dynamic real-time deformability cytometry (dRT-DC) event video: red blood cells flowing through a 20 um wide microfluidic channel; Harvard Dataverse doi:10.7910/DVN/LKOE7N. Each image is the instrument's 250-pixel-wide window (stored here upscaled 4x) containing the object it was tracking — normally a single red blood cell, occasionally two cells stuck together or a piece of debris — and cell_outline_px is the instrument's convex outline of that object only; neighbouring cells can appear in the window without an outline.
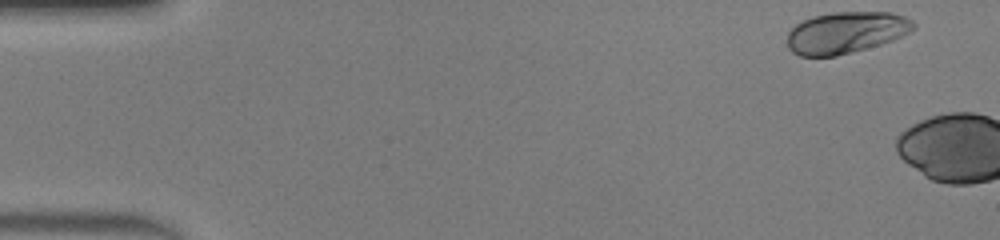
{"species": "human", "species_latin": "Homo sapiens", "temperature_condition": "warm", "stored_images_in_passage": 3, "camera_frame_rate_fps": 3000, "um_per_image_px": 0.085, "donor": {"sex": "male"}, "frame": {"image": 1, "passage_image": 1, "time_ms": 0.0, "image_size_px": [1000, 240], "cell_outline_px": [[916, 28], [892, 40], [880, 44], [852, 52], [836, 56], [800, 56], [792, 52], [788, 48], [788, 32], [796, 24], [812, 16], [832, 12], [892, 12], [904, 16], [912, 20], [916, 24]], "centroid_in_image_um": [71.9, 2.76], "position_along_channel_um": 13.1, "area_um2": 30.58}}